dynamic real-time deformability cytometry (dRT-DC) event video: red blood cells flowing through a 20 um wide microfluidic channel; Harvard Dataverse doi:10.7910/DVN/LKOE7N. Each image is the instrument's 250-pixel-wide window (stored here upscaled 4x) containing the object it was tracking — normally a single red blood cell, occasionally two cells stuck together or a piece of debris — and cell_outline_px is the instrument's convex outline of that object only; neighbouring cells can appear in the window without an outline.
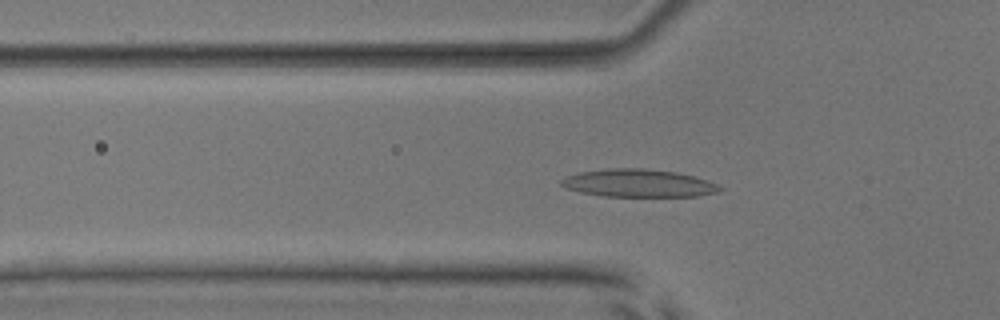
{"species": "common noctule bat (a hibernating species)", "species_latin": "Nyctalus noctula", "temperature_condition": "room temperature", "stored_images_in_passage": 54, "camera_frame_rate_fps": 3000, "um_per_image_px": 0.085, "animal": {"sex": "male", "body_mass_g": 17.9, "forearm_length_mm": 54.2}, "frame": {"image": 1, "passage_image": 18, "time_ms": 5.667, "image_size_px": [1000, 320], "cell_outline_px": [[724, 188], [720, 192], [696, 196], [604, 196], [580, 192], [568, 188], [560, 184], [560, 180], [568, 176], [580, 172], [608, 168], [644, 168], [676, 172], [708, 180]], "centroid_in_image_um": [54.3, 15.57], "position_along_channel_um": 71.5, "area_um2": 25.55}}
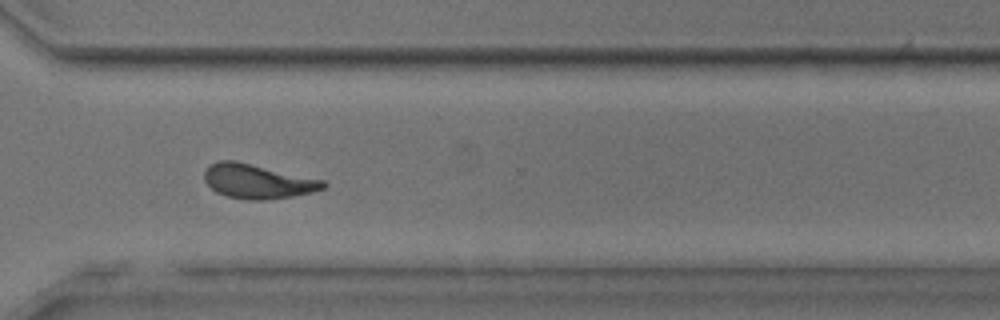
{"frame": {"image": 2, "passage_image": 40, "time_ms": 13.0, "image_size_px": [1000, 320], "cell_outline_px": [[328, 184], [324, 188], [312, 192], [292, 196], [264, 200], [248, 200], [228, 196], [216, 192], [204, 180], [204, 172], [208, 164], [220, 160], [236, 160], [324, 180]], "centroid_in_image_um": [21.88, 15.4], "position_along_channel_um": 348.7, "area_um2": 23.87}}
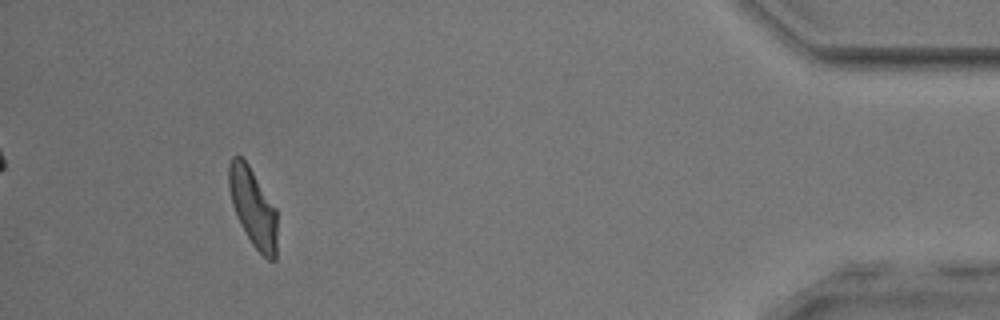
{"frame": {"image": 3, "passage_image": 50, "time_ms": 16.333, "image_size_px": [1000, 320], "cell_outline_px": [[276, 260], [268, 260], [252, 244], [240, 224], [232, 204], [228, 188], [228, 164], [232, 156], [240, 156], [248, 164], [276, 208]], "centroid_in_image_um": [21.49, 17.61], "position_along_channel_um": 413.7, "area_um2": 21.96}, "authors_computed_cell_mechanics": {"area_um2": 23.7269, "velocity_mm_per_s": 3.7821, "shape_relaxation_time_tau1_ms": null, "shape_relaxation_time_tau2_ms": 2.2345, "deformation_change_tau1": null, "deformation_change_tau2": 0.113}}